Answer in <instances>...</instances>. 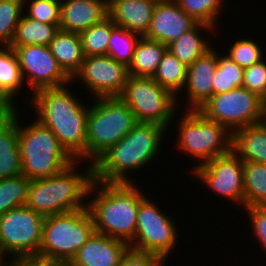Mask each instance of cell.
Here are the masks:
<instances>
[{"instance_id": "cell-1", "label": "cell", "mask_w": 266, "mask_h": 266, "mask_svg": "<svg viewBox=\"0 0 266 266\" xmlns=\"http://www.w3.org/2000/svg\"><path fill=\"white\" fill-rule=\"evenodd\" d=\"M65 86L42 89L33 93V103L39 114L37 120L49 128L66 152L78 161L81 157L86 158L89 108L81 105Z\"/></svg>"}, {"instance_id": "cell-2", "label": "cell", "mask_w": 266, "mask_h": 266, "mask_svg": "<svg viewBox=\"0 0 266 266\" xmlns=\"http://www.w3.org/2000/svg\"><path fill=\"white\" fill-rule=\"evenodd\" d=\"M166 128L158 123L137 122L130 132L93 163L94 180L131 183L125 176L126 172L140 169L155 158Z\"/></svg>"}, {"instance_id": "cell-3", "label": "cell", "mask_w": 266, "mask_h": 266, "mask_svg": "<svg viewBox=\"0 0 266 266\" xmlns=\"http://www.w3.org/2000/svg\"><path fill=\"white\" fill-rule=\"evenodd\" d=\"M95 188V189H94ZM100 189L87 203L96 233L126 242L134 240L140 202L145 198L131 183H107L94 180L92 190Z\"/></svg>"}, {"instance_id": "cell-4", "label": "cell", "mask_w": 266, "mask_h": 266, "mask_svg": "<svg viewBox=\"0 0 266 266\" xmlns=\"http://www.w3.org/2000/svg\"><path fill=\"white\" fill-rule=\"evenodd\" d=\"M75 164L76 161L56 175L31 180L25 205L43 216L86 208L83 198L96 192L92 190L93 164L83 174L74 172Z\"/></svg>"}, {"instance_id": "cell-5", "label": "cell", "mask_w": 266, "mask_h": 266, "mask_svg": "<svg viewBox=\"0 0 266 266\" xmlns=\"http://www.w3.org/2000/svg\"><path fill=\"white\" fill-rule=\"evenodd\" d=\"M18 142L22 175L30 180L56 175L75 162L57 136L38 120L23 129L18 125Z\"/></svg>"}, {"instance_id": "cell-6", "label": "cell", "mask_w": 266, "mask_h": 266, "mask_svg": "<svg viewBox=\"0 0 266 266\" xmlns=\"http://www.w3.org/2000/svg\"><path fill=\"white\" fill-rule=\"evenodd\" d=\"M95 232L87 207L45 216L38 257L69 263Z\"/></svg>"}, {"instance_id": "cell-7", "label": "cell", "mask_w": 266, "mask_h": 266, "mask_svg": "<svg viewBox=\"0 0 266 266\" xmlns=\"http://www.w3.org/2000/svg\"><path fill=\"white\" fill-rule=\"evenodd\" d=\"M89 108L86 126V157L93 164L135 126L137 120L119 97H98ZM92 157V158H90Z\"/></svg>"}, {"instance_id": "cell-8", "label": "cell", "mask_w": 266, "mask_h": 266, "mask_svg": "<svg viewBox=\"0 0 266 266\" xmlns=\"http://www.w3.org/2000/svg\"><path fill=\"white\" fill-rule=\"evenodd\" d=\"M180 124L178 145L189 155L203 159L199 165L232 151L233 133L200 111L189 109Z\"/></svg>"}, {"instance_id": "cell-9", "label": "cell", "mask_w": 266, "mask_h": 266, "mask_svg": "<svg viewBox=\"0 0 266 266\" xmlns=\"http://www.w3.org/2000/svg\"><path fill=\"white\" fill-rule=\"evenodd\" d=\"M119 97L137 122H153L167 127L175 115L177 97L152 77L129 76Z\"/></svg>"}, {"instance_id": "cell-10", "label": "cell", "mask_w": 266, "mask_h": 266, "mask_svg": "<svg viewBox=\"0 0 266 266\" xmlns=\"http://www.w3.org/2000/svg\"><path fill=\"white\" fill-rule=\"evenodd\" d=\"M45 216L26 205L0 215V264L3 255L38 257Z\"/></svg>"}, {"instance_id": "cell-11", "label": "cell", "mask_w": 266, "mask_h": 266, "mask_svg": "<svg viewBox=\"0 0 266 266\" xmlns=\"http://www.w3.org/2000/svg\"><path fill=\"white\" fill-rule=\"evenodd\" d=\"M197 110L230 132L266 121L261 97L243 86L213 95Z\"/></svg>"}, {"instance_id": "cell-12", "label": "cell", "mask_w": 266, "mask_h": 266, "mask_svg": "<svg viewBox=\"0 0 266 266\" xmlns=\"http://www.w3.org/2000/svg\"><path fill=\"white\" fill-rule=\"evenodd\" d=\"M149 200L145 197L140 202L136 234L129 248L166 259L176 246L178 235L175 223Z\"/></svg>"}, {"instance_id": "cell-13", "label": "cell", "mask_w": 266, "mask_h": 266, "mask_svg": "<svg viewBox=\"0 0 266 266\" xmlns=\"http://www.w3.org/2000/svg\"><path fill=\"white\" fill-rule=\"evenodd\" d=\"M10 47L13 48L17 56L23 80L27 76L29 86L32 87L34 93L42 89L61 87L72 82L59 67L49 45Z\"/></svg>"}, {"instance_id": "cell-14", "label": "cell", "mask_w": 266, "mask_h": 266, "mask_svg": "<svg viewBox=\"0 0 266 266\" xmlns=\"http://www.w3.org/2000/svg\"><path fill=\"white\" fill-rule=\"evenodd\" d=\"M192 172L212 191L244 204L243 161L233 151L196 166Z\"/></svg>"}, {"instance_id": "cell-15", "label": "cell", "mask_w": 266, "mask_h": 266, "mask_svg": "<svg viewBox=\"0 0 266 266\" xmlns=\"http://www.w3.org/2000/svg\"><path fill=\"white\" fill-rule=\"evenodd\" d=\"M75 76L81 79L98 98L120 96L124 91L129 73L125 64L104 55L85 57Z\"/></svg>"}, {"instance_id": "cell-16", "label": "cell", "mask_w": 266, "mask_h": 266, "mask_svg": "<svg viewBox=\"0 0 266 266\" xmlns=\"http://www.w3.org/2000/svg\"><path fill=\"white\" fill-rule=\"evenodd\" d=\"M197 23L174 0H158L144 37L168 46Z\"/></svg>"}, {"instance_id": "cell-17", "label": "cell", "mask_w": 266, "mask_h": 266, "mask_svg": "<svg viewBox=\"0 0 266 266\" xmlns=\"http://www.w3.org/2000/svg\"><path fill=\"white\" fill-rule=\"evenodd\" d=\"M128 248L122 240L95 232L68 266H118Z\"/></svg>"}, {"instance_id": "cell-18", "label": "cell", "mask_w": 266, "mask_h": 266, "mask_svg": "<svg viewBox=\"0 0 266 266\" xmlns=\"http://www.w3.org/2000/svg\"><path fill=\"white\" fill-rule=\"evenodd\" d=\"M218 65V54L210 49L206 54L200 56L189 67L185 85L189 104V109H198L210 97L213 96V77Z\"/></svg>"}, {"instance_id": "cell-19", "label": "cell", "mask_w": 266, "mask_h": 266, "mask_svg": "<svg viewBox=\"0 0 266 266\" xmlns=\"http://www.w3.org/2000/svg\"><path fill=\"white\" fill-rule=\"evenodd\" d=\"M106 17H108V7L103 0L62 1L59 29L81 34Z\"/></svg>"}, {"instance_id": "cell-20", "label": "cell", "mask_w": 266, "mask_h": 266, "mask_svg": "<svg viewBox=\"0 0 266 266\" xmlns=\"http://www.w3.org/2000/svg\"><path fill=\"white\" fill-rule=\"evenodd\" d=\"M158 0H119L108 8V16L119 27L141 37L149 30Z\"/></svg>"}, {"instance_id": "cell-21", "label": "cell", "mask_w": 266, "mask_h": 266, "mask_svg": "<svg viewBox=\"0 0 266 266\" xmlns=\"http://www.w3.org/2000/svg\"><path fill=\"white\" fill-rule=\"evenodd\" d=\"M16 108L0 124V180L22 175Z\"/></svg>"}, {"instance_id": "cell-22", "label": "cell", "mask_w": 266, "mask_h": 266, "mask_svg": "<svg viewBox=\"0 0 266 266\" xmlns=\"http://www.w3.org/2000/svg\"><path fill=\"white\" fill-rule=\"evenodd\" d=\"M49 47L59 67L74 80L85 58L80 34L59 29Z\"/></svg>"}, {"instance_id": "cell-23", "label": "cell", "mask_w": 266, "mask_h": 266, "mask_svg": "<svg viewBox=\"0 0 266 266\" xmlns=\"http://www.w3.org/2000/svg\"><path fill=\"white\" fill-rule=\"evenodd\" d=\"M232 151L243 162L266 164V121L232 132Z\"/></svg>"}, {"instance_id": "cell-24", "label": "cell", "mask_w": 266, "mask_h": 266, "mask_svg": "<svg viewBox=\"0 0 266 266\" xmlns=\"http://www.w3.org/2000/svg\"><path fill=\"white\" fill-rule=\"evenodd\" d=\"M167 49L168 47L161 42L140 37L132 62L128 66L129 76L152 77Z\"/></svg>"}, {"instance_id": "cell-25", "label": "cell", "mask_w": 266, "mask_h": 266, "mask_svg": "<svg viewBox=\"0 0 266 266\" xmlns=\"http://www.w3.org/2000/svg\"><path fill=\"white\" fill-rule=\"evenodd\" d=\"M0 48V105L15 108L14 95L21 89L23 77L17 56L10 46Z\"/></svg>"}, {"instance_id": "cell-26", "label": "cell", "mask_w": 266, "mask_h": 266, "mask_svg": "<svg viewBox=\"0 0 266 266\" xmlns=\"http://www.w3.org/2000/svg\"><path fill=\"white\" fill-rule=\"evenodd\" d=\"M212 29L210 25L197 23L192 29L182 34L167 47L184 65L189 67L200 56L206 54L211 48L208 41H203L198 35L200 29Z\"/></svg>"}, {"instance_id": "cell-27", "label": "cell", "mask_w": 266, "mask_h": 266, "mask_svg": "<svg viewBox=\"0 0 266 266\" xmlns=\"http://www.w3.org/2000/svg\"><path fill=\"white\" fill-rule=\"evenodd\" d=\"M59 28L56 25L21 16L10 46L49 45Z\"/></svg>"}, {"instance_id": "cell-28", "label": "cell", "mask_w": 266, "mask_h": 266, "mask_svg": "<svg viewBox=\"0 0 266 266\" xmlns=\"http://www.w3.org/2000/svg\"><path fill=\"white\" fill-rule=\"evenodd\" d=\"M244 206H266V164L243 162Z\"/></svg>"}, {"instance_id": "cell-29", "label": "cell", "mask_w": 266, "mask_h": 266, "mask_svg": "<svg viewBox=\"0 0 266 266\" xmlns=\"http://www.w3.org/2000/svg\"><path fill=\"white\" fill-rule=\"evenodd\" d=\"M186 76L187 66L167 49L152 78L176 96L185 87Z\"/></svg>"}, {"instance_id": "cell-30", "label": "cell", "mask_w": 266, "mask_h": 266, "mask_svg": "<svg viewBox=\"0 0 266 266\" xmlns=\"http://www.w3.org/2000/svg\"><path fill=\"white\" fill-rule=\"evenodd\" d=\"M116 26L117 25L108 16L104 20L83 31L80 36L82 39L84 56L107 55L109 38L112 30Z\"/></svg>"}, {"instance_id": "cell-31", "label": "cell", "mask_w": 266, "mask_h": 266, "mask_svg": "<svg viewBox=\"0 0 266 266\" xmlns=\"http://www.w3.org/2000/svg\"><path fill=\"white\" fill-rule=\"evenodd\" d=\"M30 181L25 175L0 180V215L26 204Z\"/></svg>"}, {"instance_id": "cell-32", "label": "cell", "mask_w": 266, "mask_h": 266, "mask_svg": "<svg viewBox=\"0 0 266 266\" xmlns=\"http://www.w3.org/2000/svg\"><path fill=\"white\" fill-rule=\"evenodd\" d=\"M244 69L226 56L219 57L218 65L213 77V95L229 92L243 85Z\"/></svg>"}, {"instance_id": "cell-33", "label": "cell", "mask_w": 266, "mask_h": 266, "mask_svg": "<svg viewBox=\"0 0 266 266\" xmlns=\"http://www.w3.org/2000/svg\"><path fill=\"white\" fill-rule=\"evenodd\" d=\"M140 37L123 27L116 26L109 38L107 55L128 67L132 62L133 53Z\"/></svg>"}, {"instance_id": "cell-34", "label": "cell", "mask_w": 266, "mask_h": 266, "mask_svg": "<svg viewBox=\"0 0 266 266\" xmlns=\"http://www.w3.org/2000/svg\"><path fill=\"white\" fill-rule=\"evenodd\" d=\"M22 0H0V42L10 46L24 8Z\"/></svg>"}, {"instance_id": "cell-35", "label": "cell", "mask_w": 266, "mask_h": 266, "mask_svg": "<svg viewBox=\"0 0 266 266\" xmlns=\"http://www.w3.org/2000/svg\"><path fill=\"white\" fill-rule=\"evenodd\" d=\"M196 22L214 27L223 0H174Z\"/></svg>"}, {"instance_id": "cell-36", "label": "cell", "mask_w": 266, "mask_h": 266, "mask_svg": "<svg viewBox=\"0 0 266 266\" xmlns=\"http://www.w3.org/2000/svg\"><path fill=\"white\" fill-rule=\"evenodd\" d=\"M227 56L243 69L263 60L260 46L250 39H241L235 42L229 48Z\"/></svg>"}, {"instance_id": "cell-37", "label": "cell", "mask_w": 266, "mask_h": 266, "mask_svg": "<svg viewBox=\"0 0 266 266\" xmlns=\"http://www.w3.org/2000/svg\"><path fill=\"white\" fill-rule=\"evenodd\" d=\"M60 4L61 0H31L28 14L29 18L42 23L60 25Z\"/></svg>"}, {"instance_id": "cell-38", "label": "cell", "mask_w": 266, "mask_h": 266, "mask_svg": "<svg viewBox=\"0 0 266 266\" xmlns=\"http://www.w3.org/2000/svg\"><path fill=\"white\" fill-rule=\"evenodd\" d=\"M242 86L262 98L266 93V63L264 61L260 60L244 69Z\"/></svg>"}, {"instance_id": "cell-39", "label": "cell", "mask_w": 266, "mask_h": 266, "mask_svg": "<svg viewBox=\"0 0 266 266\" xmlns=\"http://www.w3.org/2000/svg\"><path fill=\"white\" fill-rule=\"evenodd\" d=\"M165 259L154 253L128 248L118 266H164Z\"/></svg>"}, {"instance_id": "cell-40", "label": "cell", "mask_w": 266, "mask_h": 266, "mask_svg": "<svg viewBox=\"0 0 266 266\" xmlns=\"http://www.w3.org/2000/svg\"><path fill=\"white\" fill-rule=\"evenodd\" d=\"M246 210L249 213L256 238L266 249V206H250Z\"/></svg>"}, {"instance_id": "cell-41", "label": "cell", "mask_w": 266, "mask_h": 266, "mask_svg": "<svg viewBox=\"0 0 266 266\" xmlns=\"http://www.w3.org/2000/svg\"><path fill=\"white\" fill-rule=\"evenodd\" d=\"M9 264V265H7ZM1 266H68V263L55 260H46L39 257H16L8 263H2Z\"/></svg>"}, {"instance_id": "cell-42", "label": "cell", "mask_w": 266, "mask_h": 266, "mask_svg": "<svg viewBox=\"0 0 266 266\" xmlns=\"http://www.w3.org/2000/svg\"><path fill=\"white\" fill-rule=\"evenodd\" d=\"M14 108L8 105H0V124L13 112Z\"/></svg>"}, {"instance_id": "cell-43", "label": "cell", "mask_w": 266, "mask_h": 266, "mask_svg": "<svg viewBox=\"0 0 266 266\" xmlns=\"http://www.w3.org/2000/svg\"><path fill=\"white\" fill-rule=\"evenodd\" d=\"M262 108H263V112L266 116V93L262 96Z\"/></svg>"}, {"instance_id": "cell-44", "label": "cell", "mask_w": 266, "mask_h": 266, "mask_svg": "<svg viewBox=\"0 0 266 266\" xmlns=\"http://www.w3.org/2000/svg\"><path fill=\"white\" fill-rule=\"evenodd\" d=\"M107 7L109 8L113 3H115L116 1H119V0H103Z\"/></svg>"}]
</instances>
